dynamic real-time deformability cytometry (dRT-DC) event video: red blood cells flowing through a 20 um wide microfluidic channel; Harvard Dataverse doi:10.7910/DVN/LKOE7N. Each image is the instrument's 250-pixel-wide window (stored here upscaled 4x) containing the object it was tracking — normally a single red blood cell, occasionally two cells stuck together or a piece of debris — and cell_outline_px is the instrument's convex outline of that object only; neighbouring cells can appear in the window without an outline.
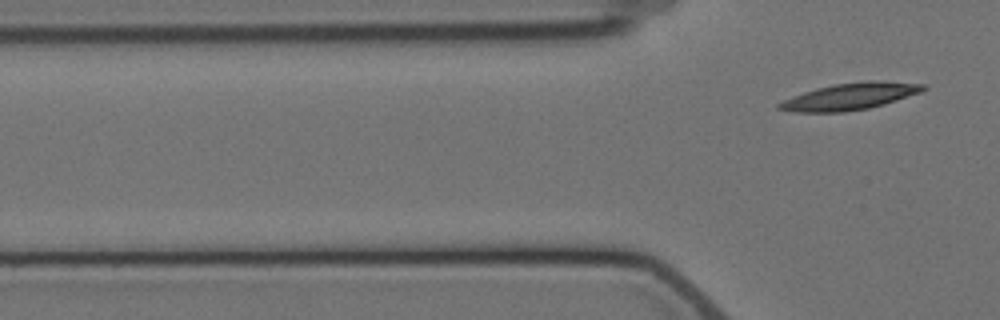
{"species": "Egyptian fruit bat (a non-hibernating species)", "species_latin": "Rousettus aegyptiacus", "temperature_condition": "cold", "stored_images_in_passage": 6, "segment_of_instrument_passage": [2, 2], "camera_frame_rate_fps": 3000, "um_per_image_px": 0.085, "animal": {"sex": "female"}, "frame": {"image": 1, "passage_image": 6, "time_ms": 6.0, "image_size_px": [1000, 320], "cell_outline_px": [[928, 88], [920, 92], [884, 104], [868, 108], [844, 112], [792, 112], [776, 108], [776, 104], [784, 100], [804, 92], [816, 88], [836, 84], [864, 80], [872, 80], [924, 84]], "centroid_in_image_um": [72.23, 8.2], "position_along_channel_um": 53.6, "area_um2": 22.31}}